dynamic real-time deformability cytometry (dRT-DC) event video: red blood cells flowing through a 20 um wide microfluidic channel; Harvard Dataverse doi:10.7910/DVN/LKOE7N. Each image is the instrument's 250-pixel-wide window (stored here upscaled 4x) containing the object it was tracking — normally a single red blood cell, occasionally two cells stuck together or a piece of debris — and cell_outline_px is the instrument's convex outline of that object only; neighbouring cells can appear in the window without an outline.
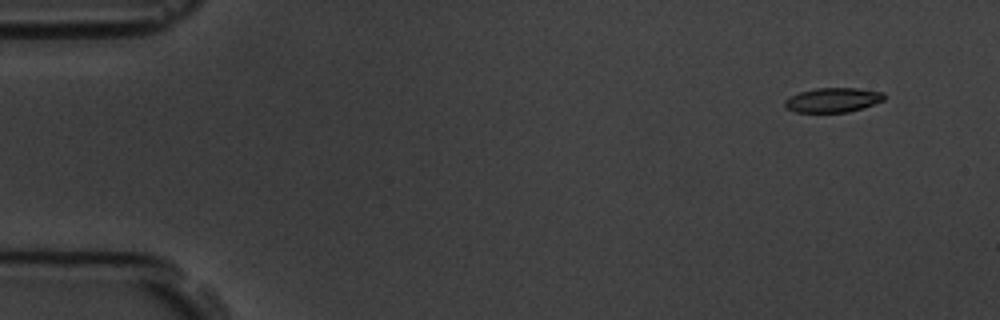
{"species": "common noctule bat (a hibernating species)", "species_latin": "Nyctalus noctula", "temperature_condition": "room temperature", "stored_images_in_passage": 8, "camera_frame_rate_fps": 3000, "um_per_image_px": 0.085, "animal": {"sex": "male", "body_mass_g": 19.5, "forearm_length_mm": 54.6}, "frame": {"image": 1, "passage_image": 2, "time_ms": 1.333, "image_size_px": [1000, 320], "cell_outline_px": [[884, 100], [848, 112], [796, 112], [788, 108], [784, 104], [784, 100], [788, 96], [800, 92], [816, 88], [856, 88], [884, 92]], "centroid_in_image_um": [70.76, 8.49], "position_along_channel_um": 14.2, "area_um2": 14.05}}
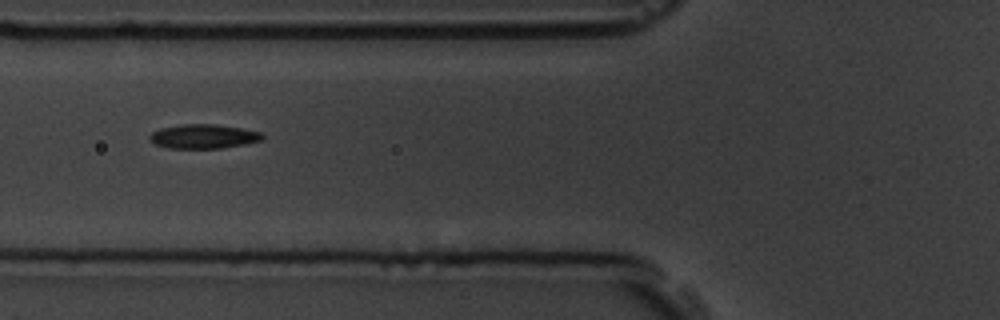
{"frame": {"image": 2, "passage_image": 7, "time_ms": 7.0, "image_size_px": [1000, 320], "cell_outline_px": [[264, 136], [260, 140], [244, 144], [220, 148], [168, 148], [156, 144], [148, 140], [148, 136], [152, 132], [160, 128], [180, 124], [216, 124], [240, 128], [260, 132]], "centroid_in_image_um": [17.23, 11.59], "position_along_channel_um": 108.6, "area_um2": 15.84}}
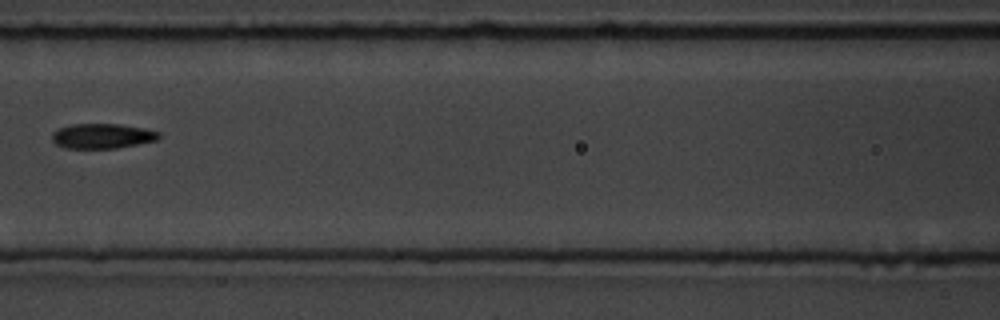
{"frame": {"image": 3, "passage_image": 8, "time_ms": 8.333, "image_size_px": [1000, 320], "cell_outline_px": [[160, 136], [156, 140], [116, 148], [64, 148], [56, 144], [52, 140], [52, 132], [60, 128], [72, 124], [120, 124], [144, 128], [160, 132]], "centroid_in_image_um": [8.67, 11.56], "position_along_channel_um": 157.9, "area_um2": 15.43}}